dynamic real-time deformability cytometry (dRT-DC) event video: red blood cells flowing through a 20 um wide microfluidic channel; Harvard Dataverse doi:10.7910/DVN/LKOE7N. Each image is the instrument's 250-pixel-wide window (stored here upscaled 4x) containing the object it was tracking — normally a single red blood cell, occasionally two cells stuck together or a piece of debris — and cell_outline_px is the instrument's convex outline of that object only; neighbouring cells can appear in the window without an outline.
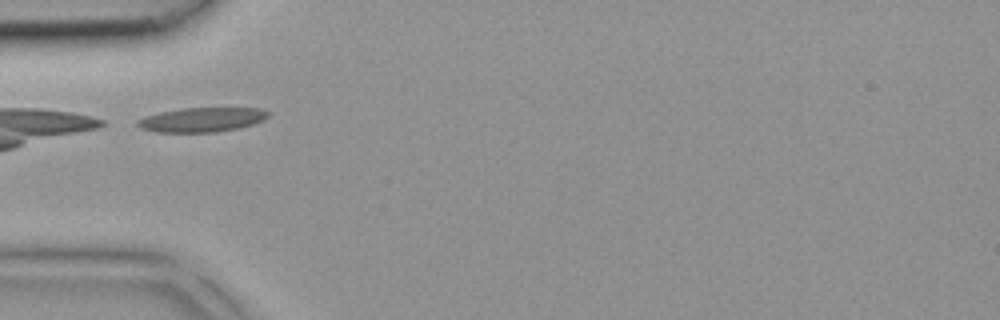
{"species": "common noctule bat (a hibernating species)", "species_latin": "Nyctalus noctula", "temperature_condition": "room temperature", "stored_images_in_passage": 28, "camera_frame_rate_fps": 3000, "um_per_image_px": 0.085, "animal": {"sex": "female", "body_mass_g": 18.4}, "frame": {"image": 1, "passage_image": 1, "time_ms": 0.0, "image_size_px": [1000, 320], "cell_outline_px": [[268, 116], [264, 120], [240, 128], [216, 132], [156, 132], [140, 128], [136, 124], [136, 120], [160, 112], [180, 108], [260, 108], [268, 112]], "centroid_in_image_um": [17.15, 10.18], "position_along_channel_um": 67.8, "area_um2": 18.55}}
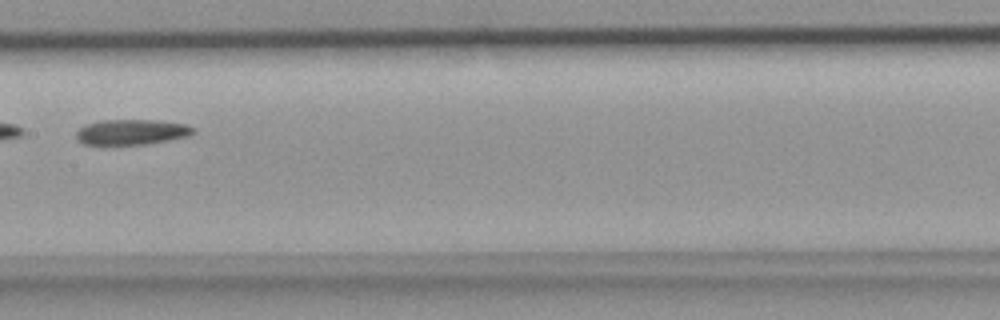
{"frame": {"image": 2, "passage_image": 9, "time_ms": 2.667, "image_size_px": [1000, 320], "cell_outline_px": [[196, 132], [188, 136], [168, 140], [144, 144], [84, 144], [76, 140], [76, 132], [84, 124], [100, 120], [156, 120], [184, 124], [196, 128]], "centroid_in_image_um": [11.17, 11.21], "position_along_channel_um": 196.2, "area_um2": 17.28}}
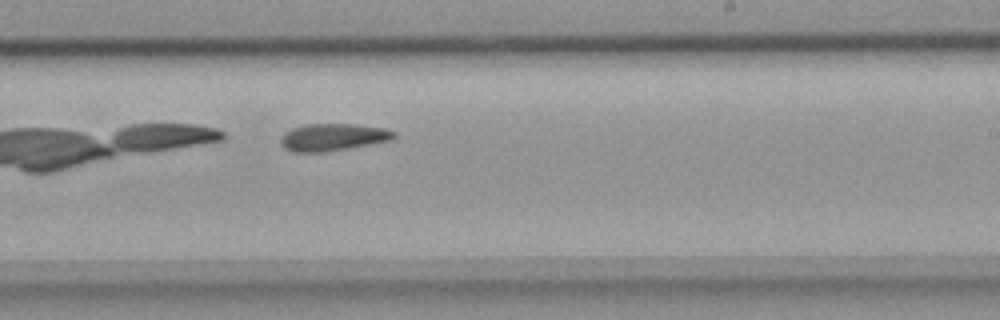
{"frame": {"image": 3, "passage_image": 13, "time_ms": 4.0, "image_size_px": [1000, 320], "cell_outline_px": [[396, 136], [392, 140], [372, 144], [328, 152], [292, 152], [284, 148], [280, 144], [280, 140], [292, 128], [304, 124], [352, 124], [384, 128], [396, 132]], "centroid_in_image_um": [28.32, 11.67], "position_along_channel_um": 260.7, "area_um2": 18.03}}